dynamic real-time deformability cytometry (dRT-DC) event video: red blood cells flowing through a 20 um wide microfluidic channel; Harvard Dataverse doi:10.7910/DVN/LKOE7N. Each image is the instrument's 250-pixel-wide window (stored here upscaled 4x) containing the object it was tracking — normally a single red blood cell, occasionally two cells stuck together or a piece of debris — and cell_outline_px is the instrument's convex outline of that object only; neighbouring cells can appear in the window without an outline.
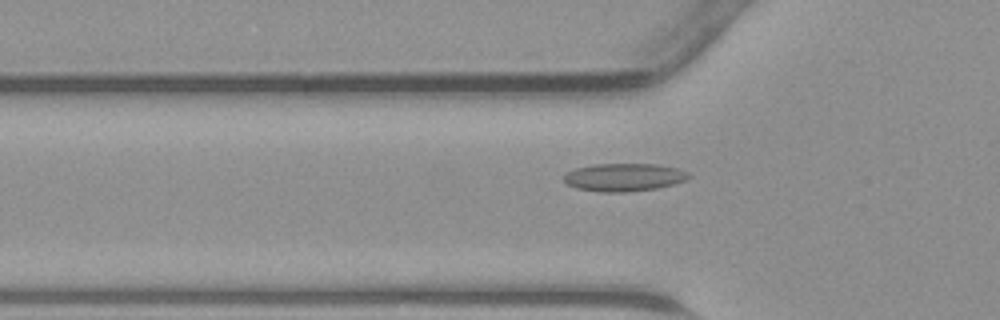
{"species": "common noctule bat (a hibernating species)", "species_latin": "Nyctalus noctula", "temperature_condition": "warm", "stored_images_in_passage": 45, "camera_frame_rate_fps": 3000, "um_per_image_px": 0.085, "animal": {"sex": "male", "body_mass_g": 23.1, "forearm_length_mm": 52.7}, "frame": {"image": 1, "passage_image": 15, "time_ms": 4.667, "image_size_px": [1000, 320], "cell_outline_px": [[692, 176], [684, 180], [672, 184], [656, 188], [624, 192], [600, 192], [576, 188], [568, 184], [564, 180], [564, 176], [568, 172], [576, 168], [596, 164], [656, 164], [676, 168], [688, 172]], "centroid_in_image_um": [53.04, 15.06], "position_along_channel_um": 72.8, "area_um2": 20.06}}
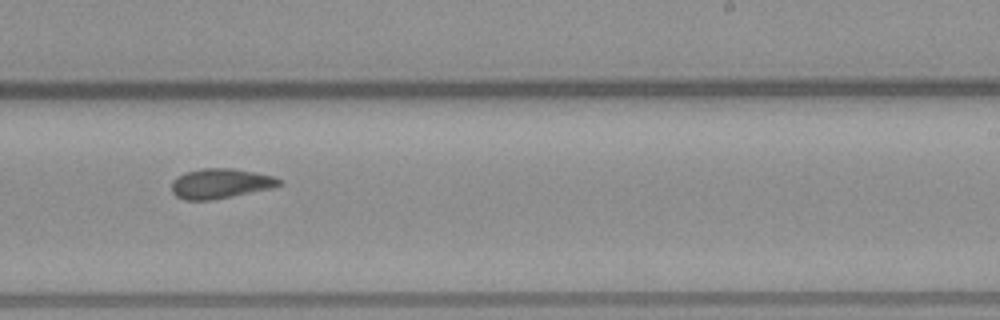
{"frame": {"image": 2, "passage_image": 28, "time_ms": 9.0, "image_size_px": [1000, 320], "cell_outline_px": [[284, 184], [272, 188], [212, 200], [184, 200], [176, 196], [172, 192], [172, 180], [176, 176], [184, 172], [200, 168], [232, 168], [272, 176], [280, 180]], "centroid_in_image_um": [18.69, 15.6], "position_along_channel_um": 270.3, "area_um2": 18.79}}
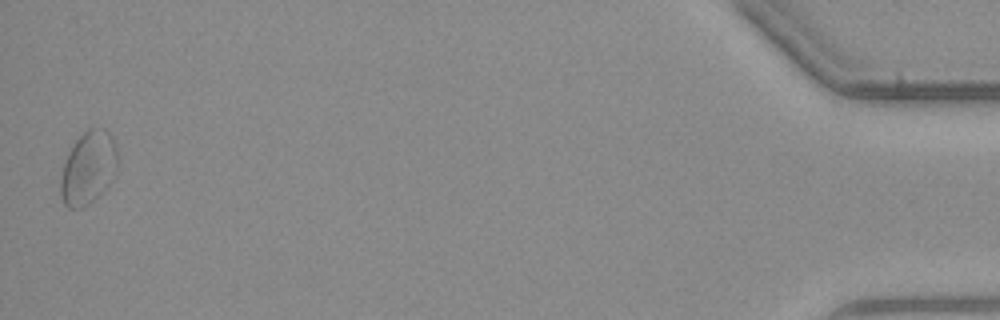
{"frame": {"image": 3, "passage_image": 45, "time_ms": 14.667, "image_size_px": [1000, 320], "cell_outline_px": [[116, 172], [108, 184], [88, 204], [80, 208], [68, 208], [64, 204], [60, 192], [60, 180], [64, 164], [76, 140], [88, 128], [104, 128], [112, 136], [116, 144]], "centroid_in_image_um": [7.5, 14.26], "position_along_channel_um": 427.7, "area_um2": 23.7}}